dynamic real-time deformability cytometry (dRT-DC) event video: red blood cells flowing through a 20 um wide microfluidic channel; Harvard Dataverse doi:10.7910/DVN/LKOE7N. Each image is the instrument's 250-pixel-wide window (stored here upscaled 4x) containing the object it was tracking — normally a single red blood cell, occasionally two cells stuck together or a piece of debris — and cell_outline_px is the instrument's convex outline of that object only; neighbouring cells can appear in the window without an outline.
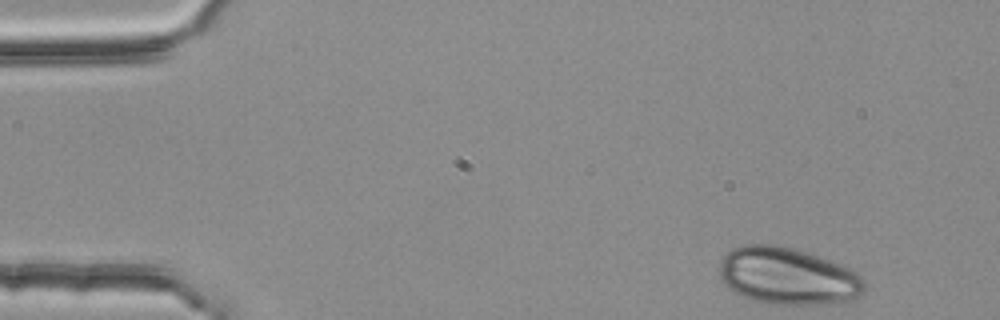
{"species": "common noctule bat (a hibernating species)", "species_latin": "Nyctalus noctula", "temperature_condition": "room temperature", "stored_images_in_passage": 4, "camera_frame_rate_fps": 3000, "um_per_image_px": 0.085, "animal": {"sex": "female", "body_mass_g": 25.1}, "frame": {"image": 1, "passage_image": 1, "time_ms": 0.0, "image_size_px": [1000, 320], "cell_outline_px": [[864, 292], [848, 300], [820, 304], [772, 304], [752, 300], [728, 288], [720, 280], [720, 260], [732, 248], [748, 244], [772, 244], [792, 248], [840, 264], [856, 272], [864, 280]], "centroid_in_image_um": [66.91, 23.47], "position_along_channel_um": 18.1, "area_um2": 47.74}}